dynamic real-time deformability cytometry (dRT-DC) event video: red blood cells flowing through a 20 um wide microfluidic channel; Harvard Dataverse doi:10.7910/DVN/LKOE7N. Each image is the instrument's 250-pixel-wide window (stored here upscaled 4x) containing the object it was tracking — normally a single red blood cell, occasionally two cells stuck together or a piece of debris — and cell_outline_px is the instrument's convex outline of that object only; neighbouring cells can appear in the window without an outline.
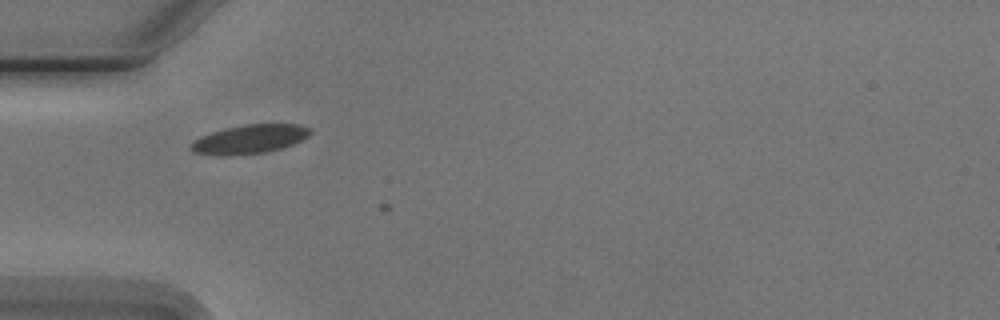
{"species": "Egyptian fruit bat (a non-hibernating species)", "species_latin": "Rousettus aegyptiacus", "temperature_condition": "cold", "stored_images_in_passage": 4, "camera_frame_rate_fps": 3000, "um_per_image_px": 0.085, "animal": {"sex": "male"}, "frame": {"image": 1, "passage_image": 3, "time_ms": 2.333, "image_size_px": [1000, 320], "cell_outline_px": [[312, 132], [308, 136], [292, 144], [280, 148], [264, 152], [228, 156], [220, 156], [192, 152], [188, 148], [200, 136], [212, 132], [244, 124], [300, 124], [312, 128]], "centroid_in_image_um": [21.22, 11.83], "position_along_channel_um": 63.8, "area_um2": 20.0}}